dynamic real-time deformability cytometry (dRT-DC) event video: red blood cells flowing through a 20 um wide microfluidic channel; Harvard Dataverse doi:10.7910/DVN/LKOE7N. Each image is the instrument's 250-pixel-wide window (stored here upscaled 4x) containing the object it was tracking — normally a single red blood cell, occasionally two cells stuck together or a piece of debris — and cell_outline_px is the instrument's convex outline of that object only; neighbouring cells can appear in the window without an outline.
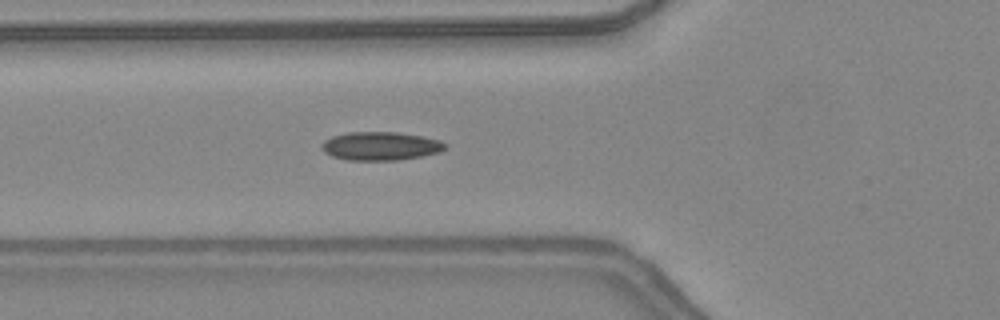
{"species": "common noctule bat (a hibernating species)", "species_latin": "Nyctalus noctula", "temperature_condition": "warm", "stored_images_in_passage": 33, "camera_frame_rate_fps": 3000, "um_per_image_px": 0.085, "animal": {"sex": "female", "body_mass_g": 24.6, "forearm_length_mm": 56.2}, "frame": {"image": 1, "passage_image": 10, "time_ms": 3.0, "image_size_px": [1000, 320], "cell_outline_px": [[448, 144], [440, 152], [400, 160], [348, 160], [332, 156], [324, 152], [320, 148], [320, 144], [324, 140], [332, 136], [348, 132], [396, 132], [424, 136], [440, 140]], "centroid_in_image_um": [32.33, 12.41], "position_along_channel_um": 93.5, "area_um2": 20.63}}
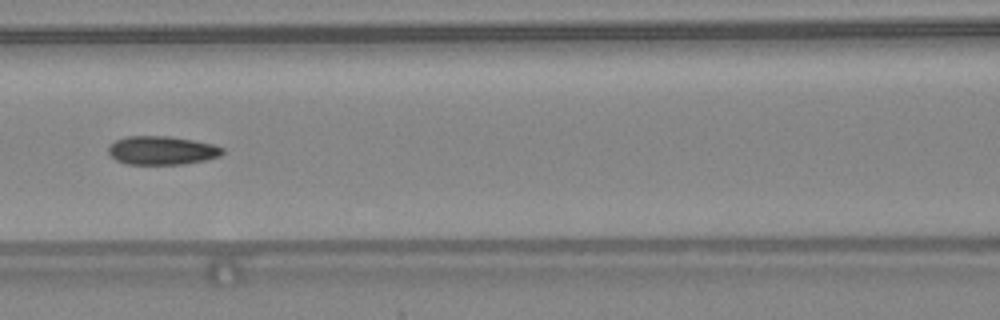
{"frame": {"image": 2, "passage_image": 14, "time_ms": 4.333, "image_size_px": [1000, 320], "cell_outline_px": [[224, 152], [220, 156], [204, 160], [184, 164], [128, 164], [116, 160], [108, 152], [108, 148], [116, 140], [128, 136], [168, 136], [192, 140], [212, 144], [224, 148]], "centroid_in_image_um": [13.77, 12.79], "position_along_channel_um": 152.8, "area_um2": 18.84}}
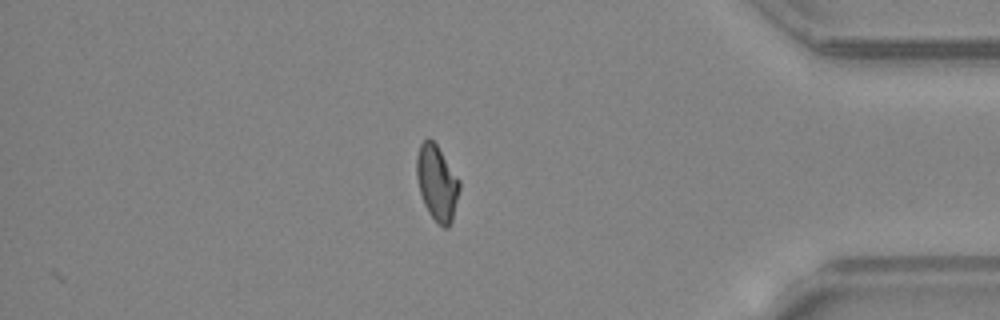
{"frame": {"image": 3, "passage_image": 33, "time_ms": 10.667, "image_size_px": [1000, 320], "cell_outline_px": [[460, 188], [452, 220], [448, 228], [444, 228], [428, 212], [424, 204], [420, 192], [416, 176], [416, 156], [420, 144], [428, 136], [436, 144], [460, 180]], "centroid_in_image_um": [37.13, 15.52], "position_along_channel_um": 398.1, "area_um2": 18.73}, "authors_computed_cell_mechanics": {"area_um2": 19.2474, "velocity_mm_per_s": 4.4046, "shape_relaxation_time_tau1_ms": null, "shape_relaxation_time_tau2_ms": 2.2474, "deformation_change_tau1": null, "deformation_change_tau2": 0.0616}}